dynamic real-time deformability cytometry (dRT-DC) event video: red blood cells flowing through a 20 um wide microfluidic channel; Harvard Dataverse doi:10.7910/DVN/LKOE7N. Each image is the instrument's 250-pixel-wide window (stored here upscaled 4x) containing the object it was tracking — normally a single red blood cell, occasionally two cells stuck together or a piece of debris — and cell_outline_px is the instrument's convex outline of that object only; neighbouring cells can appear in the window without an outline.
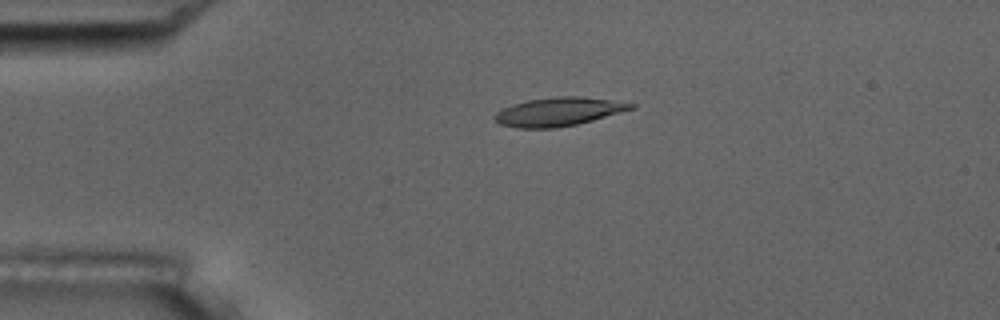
{"species": "common noctule bat (a hibernating species)", "species_latin": "Nyctalus noctula", "temperature_condition": "room temperature", "stored_images_in_passage": 5, "camera_frame_rate_fps": 3000, "um_per_image_px": 0.085, "animal": {"sex": "male", "body_mass_g": 17.5, "forearm_length_mm": 52.3}, "frame": {"image": 1, "passage_image": 4, "time_ms": 1.0, "image_size_px": [1000, 320], "cell_outline_px": [[636, 108], [592, 120], [576, 124], [556, 128], [516, 128], [500, 124], [492, 116], [496, 112], [512, 104], [528, 100], [556, 96], [580, 96], [636, 104]], "centroid_in_image_um": [47.45, 9.5], "position_along_channel_um": 37.6, "area_um2": 22.54}}